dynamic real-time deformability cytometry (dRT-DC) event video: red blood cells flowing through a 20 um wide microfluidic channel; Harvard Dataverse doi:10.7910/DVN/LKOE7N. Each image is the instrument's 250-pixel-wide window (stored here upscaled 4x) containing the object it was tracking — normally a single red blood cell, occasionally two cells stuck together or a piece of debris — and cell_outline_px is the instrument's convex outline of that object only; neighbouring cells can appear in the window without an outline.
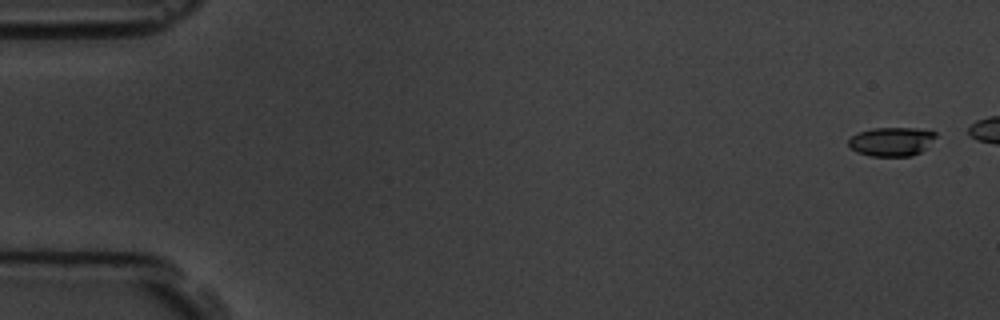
{"species": "common noctule bat (a hibernating species)", "species_latin": "Nyctalus noctula", "temperature_condition": "room temperature", "stored_images_in_passage": 5, "camera_frame_rate_fps": 3000, "um_per_image_px": 0.085, "animal": {"sex": "male", "body_mass_g": 19.5, "forearm_length_mm": 54.6}, "frame": {"image": 1, "passage_image": 1, "time_ms": 0.0, "image_size_px": [1000, 320], "cell_outline_px": [[936, 136], [920, 152], [912, 156], [872, 156], [856, 152], [848, 144], [848, 140], [852, 136], [860, 132], [872, 128], [916, 128], [936, 132]], "centroid_in_image_um": [75.76, 12.03], "position_along_channel_um": 9.2, "area_um2": 14.51}}